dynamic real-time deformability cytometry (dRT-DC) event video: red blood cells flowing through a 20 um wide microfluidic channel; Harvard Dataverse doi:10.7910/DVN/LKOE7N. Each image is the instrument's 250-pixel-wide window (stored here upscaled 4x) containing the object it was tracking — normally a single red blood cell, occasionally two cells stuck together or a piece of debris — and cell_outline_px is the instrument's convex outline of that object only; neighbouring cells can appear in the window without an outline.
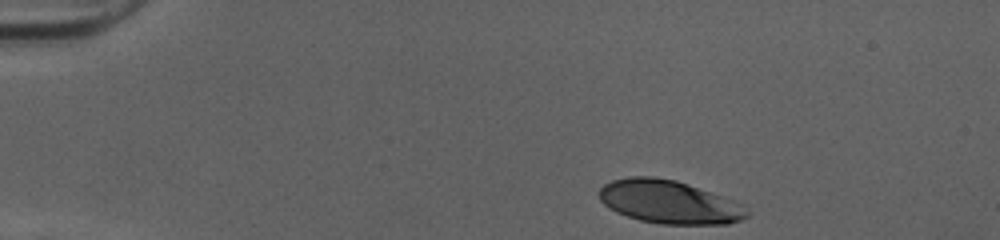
{"species": "human", "species_latin": "Homo sapiens", "temperature_condition": "cold", "stored_images_in_passage": 35, "camera_frame_rate_fps": 3000, "um_per_image_px": 0.085, "donor": {"sex": "female"}, "frame": {"image": 1, "passage_image": 1, "time_ms": 0.0, "image_size_px": [1000, 240], "cell_outline_px": [[748, 216], [740, 220], [728, 224], [660, 224], [640, 220], [616, 212], [608, 208], [600, 200], [596, 192], [604, 184], [612, 180], [628, 176], [652, 176], [676, 180], [688, 184], [744, 204], [748, 212]], "centroid_in_image_um": [56.84, 17.16], "position_along_channel_um": 28.2, "area_um2": 37.4}}
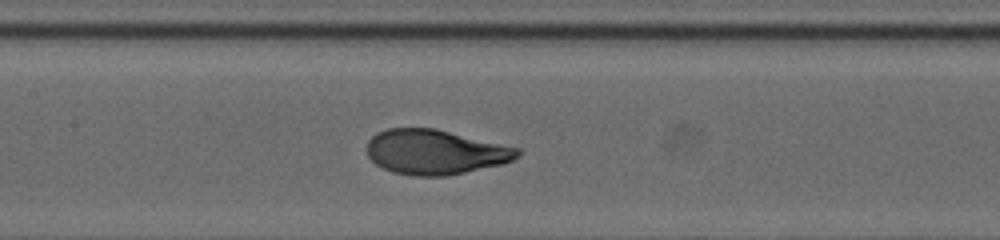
{"frame": {"image": 2, "passage_image": 18, "time_ms": 5.667, "image_size_px": [1000, 240], "cell_outline_px": [[520, 156], [504, 164], [448, 176], [412, 176], [392, 172], [376, 164], [368, 156], [368, 140], [376, 132], [388, 128], [436, 128], [520, 148]], "centroid_in_image_um": [37.02, 12.92], "position_along_channel_um": 170.4, "area_um2": 39.59}}
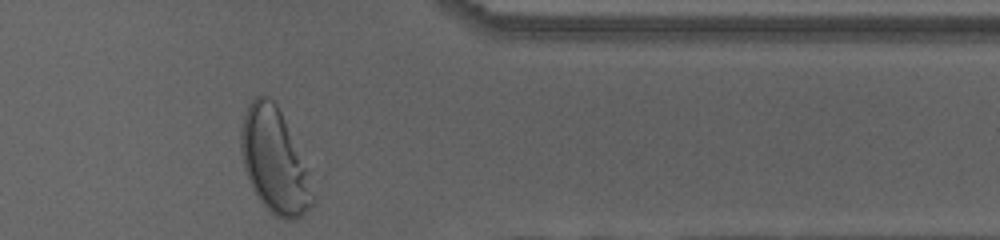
{"frame": {"image": 3, "passage_image": 35, "time_ms": 11.333, "image_size_px": [1000, 240], "cell_outline_px": [[316, 200], [296, 220], [284, 220], [276, 216], [260, 200], [252, 188], [248, 180], [244, 168], [240, 148], [240, 132], [244, 112], [248, 104], [256, 96], [268, 96], [276, 104], [284, 120], [304, 168]], "centroid_in_image_um": [23.26, 13.68], "position_along_channel_um": 388.1, "area_um2": 42.43}, "authors_computed_cell_mechanics": {"area_um2": 39.7086, "velocity_mm_per_s": 4.0089, "shape_relaxation_time_tau1_ms": 3.146, "shape_relaxation_time_tau2_ms": null, "deformation_change_tau1": 0.1896, "deformation_change_tau2": null}}